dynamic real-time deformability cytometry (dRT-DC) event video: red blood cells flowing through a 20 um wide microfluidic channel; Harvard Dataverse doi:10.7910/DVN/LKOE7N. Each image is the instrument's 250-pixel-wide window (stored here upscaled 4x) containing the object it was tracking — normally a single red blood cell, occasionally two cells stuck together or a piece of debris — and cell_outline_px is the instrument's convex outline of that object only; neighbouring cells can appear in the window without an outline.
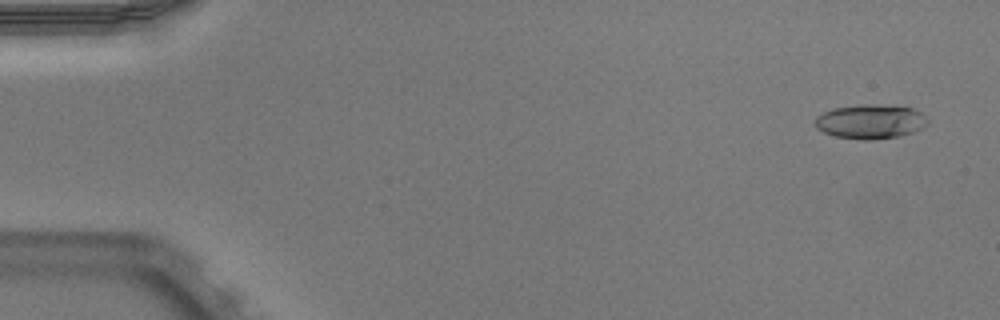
{"species": "Egyptian fruit bat (a non-hibernating species)", "species_latin": "Rousettus aegyptiacus", "temperature_condition": "warm", "stored_images_in_passage": 52, "camera_frame_rate_fps": 3000, "um_per_image_px": 0.085, "animal": {"sex": "male"}, "frame": {"image": 1, "passage_image": 3, "time_ms": 0.667, "image_size_px": [1000, 320], "cell_outline_px": [[928, 124], [912, 132], [900, 136], [864, 140], [836, 136], [824, 132], [816, 128], [816, 116], [832, 108], [856, 104], [872, 104], [912, 108], [920, 112], [928, 120]], "centroid_in_image_um": [73.96, 10.32], "position_along_channel_um": 11.0, "area_um2": 22.31}}
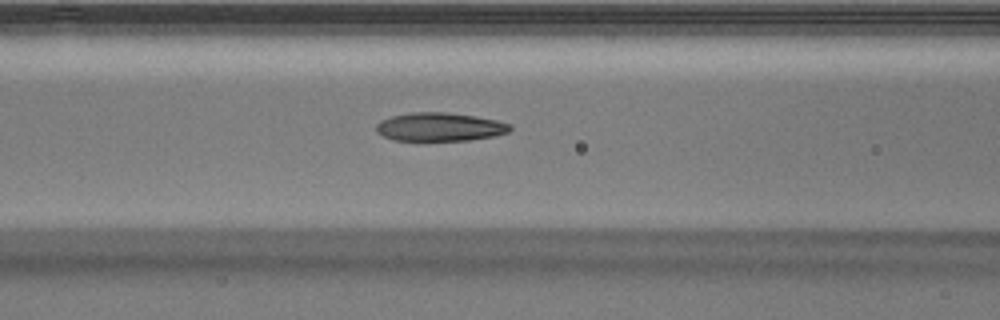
{"frame": {"image": 2, "passage_image": 22, "time_ms": 7.0, "image_size_px": [1000, 320], "cell_outline_px": [[512, 128], [508, 132], [492, 136], [468, 140], [392, 140], [376, 132], [376, 124], [380, 120], [392, 116], [412, 112], [448, 112], [496, 120], [512, 124]], "centroid_in_image_um": [37.35, 10.78], "position_along_channel_um": 129.2, "area_um2": 22.08}}
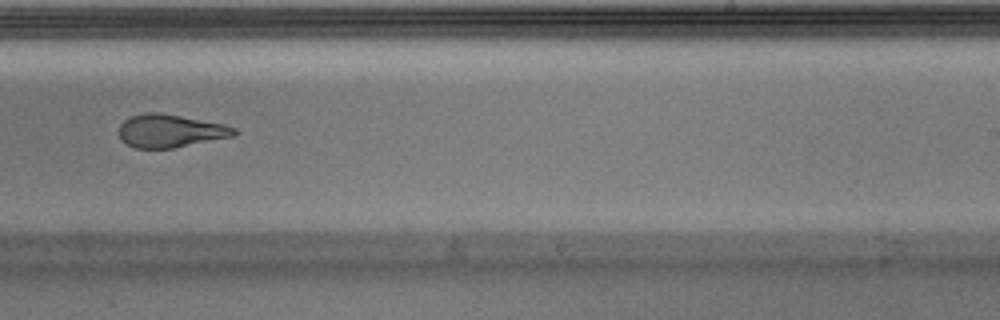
{"frame": {"image": 3, "passage_image": 33, "time_ms": 10.667, "image_size_px": [1000, 320], "cell_outline_px": [[236, 132], [232, 136], [172, 148], [136, 148], [120, 140], [120, 124], [124, 120], [132, 116], [148, 112], [156, 112], [180, 116], [224, 124], [236, 128]], "centroid_in_image_um": [14.44, 11.12], "position_along_channel_um": 274.6, "area_um2": 21.73}, "authors_computed_cell_mechanics": {"area_um2": 22.542, "velocity_mm_per_s": 3.9595, "shape_relaxation_time_tau1_ms": 3.3169, "shape_relaxation_time_tau2_ms": 1.8817, "deformation_change_tau1": 0.182, "deformation_change_tau2": 0.1143}}